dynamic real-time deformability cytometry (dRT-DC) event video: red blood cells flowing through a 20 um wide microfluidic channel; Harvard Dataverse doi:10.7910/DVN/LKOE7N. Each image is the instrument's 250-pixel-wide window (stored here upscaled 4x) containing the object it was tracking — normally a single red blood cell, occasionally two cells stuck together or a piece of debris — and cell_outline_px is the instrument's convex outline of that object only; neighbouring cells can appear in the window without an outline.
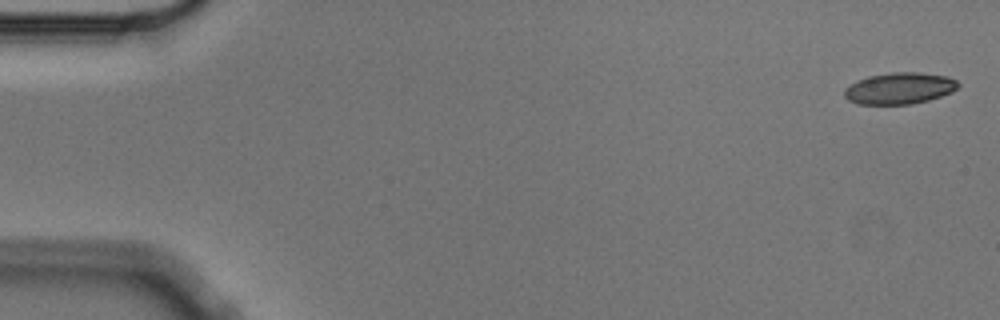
{"species": "Egyptian fruit bat (a non-hibernating species)", "species_latin": "Rousettus aegyptiacus", "temperature_condition": "cold", "stored_images_in_passage": 5, "camera_frame_rate_fps": 3000, "um_per_image_px": 0.085, "animal": {"sex": "male"}, "frame": {"image": 1, "passage_image": 1, "time_ms": 0.0, "image_size_px": [1000, 320], "cell_outline_px": [[960, 84], [952, 92], [928, 100], [912, 104], [856, 104], [848, 100], [844, 96], [844, 88], [856, 80], [868, 76], [892, 72], [920, 72], [948, 76], [956, 80]], "centroid_in_image_um": [76.43, 7.5], "position_along_channel_um": 8.6, "area_um2": 21.04}}
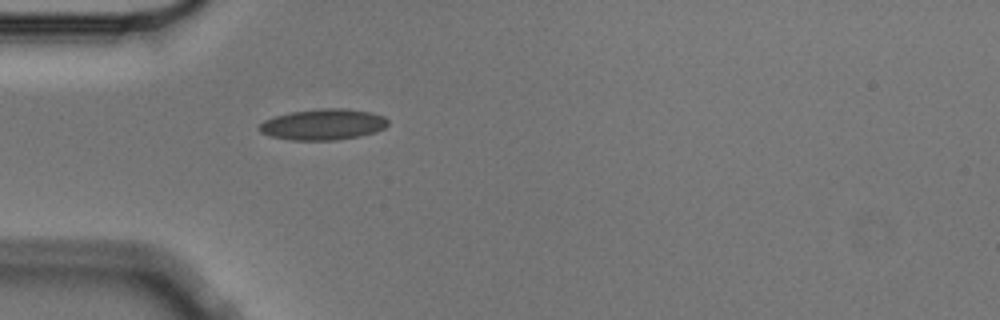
{"frame": {"image": 2, "passage_image": 5, "time_ms": 1.333, "image_size_px": [1000, 320], "cell_outline_px": [[388, 124], [384, 128], [376, 132], [360, 136], [336, 140], [292, 140], [272, 136], [260, 132], [260, 124], [264, 120], [276, 116], [292, 112], [320, 108], [344, 108], [372, 112], [384, 116], [388, 120]], "centroid_in_image_um": [27.51, 10.57], "position_along_channel_um": 57.5, "area_um2": 23.18}}